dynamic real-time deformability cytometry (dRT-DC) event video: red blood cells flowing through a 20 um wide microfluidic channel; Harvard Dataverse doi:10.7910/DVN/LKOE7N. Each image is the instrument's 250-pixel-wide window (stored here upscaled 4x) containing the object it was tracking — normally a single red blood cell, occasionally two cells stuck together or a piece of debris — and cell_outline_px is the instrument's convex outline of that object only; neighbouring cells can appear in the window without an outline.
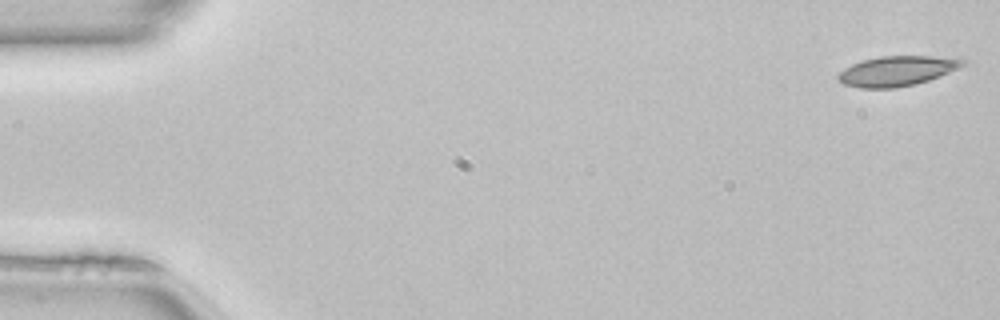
{"species": "common noctule bat (a hibernating species)", "species_latin": "Nyctalus noctula", "temperature_condition": "room temperature", "stored_images_in_passage": 50, "camera_frame_rate_fps": 3000, "um_per_image_px": 0.085, "animal": {"sex": "female", "body_mass_g": 22.7, "forearm_length_mm": 54.2}, "frame": {"image": 1, "passage_image": 1, "time_ms": 0.0, "image_size_px": [1000, 320], "cell_outline_px": [[968, 64], [960, 68], [928, 80], [916, 84], [896, 88], [860, 88], [844, 84], [836, 80], [836, 76], [844, 68], [852, 64], [864, 60], [880, 56], [932, 56], [968, 60]], "centroid_in_image_um": [76.24, 6.04], "position_along_channel_um": 8.8, "area_um2": 21.85}}
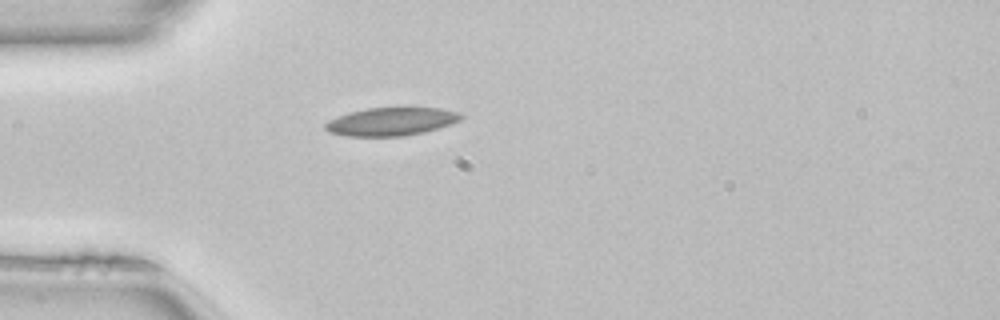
{"frame": {"image": 2, "passage_image": 14, "time_ms": 4.333, "image_size_px": [1000, 320], "cell_outline_px": [[464, 116], [460, 120], [424, 132], [404, 136], [348, 136], [328, 132], [324, 128], [324, 124], [328, 120], [352, 112], [368, 108], [408, 104], [440, 108], [460, 112]], "centroid_in_image_um": [33.3, 10.28], "position_along_channel_um": 51.7, "area_um2": 23.0}}
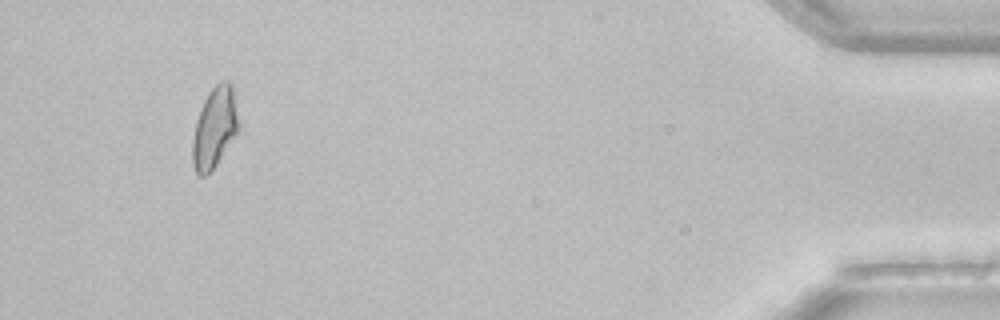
{"frame": {"image": 3, "passage_image": 47, "time_ms": 15.333, "image_size_px": [1000, 320], "cell_outline_px": [[240, 128], [216, 164], [204, 176], [200, 176], [196, 172], [192, 164], [192, 140], [196, 120], [200, 108], [208, 92], [220, 80], [228, 80], [232, 84], [240, 124]], "centroid_in_image_um": [18.24, 10.8], "position_along_channel_um": 417.0, "area_um2": 21.73}, "authors_computed_cell_mechanics": {"area_um2": 21.1259, "velocity_mm_per_s": 4.0762, "shape_relaxation_time_tau1_ms": null, "shape_relaxation_time_tau2_ms": 2.9993, "deformation_change_tau1": null, "deformation_change_tau2": 0.0939}}